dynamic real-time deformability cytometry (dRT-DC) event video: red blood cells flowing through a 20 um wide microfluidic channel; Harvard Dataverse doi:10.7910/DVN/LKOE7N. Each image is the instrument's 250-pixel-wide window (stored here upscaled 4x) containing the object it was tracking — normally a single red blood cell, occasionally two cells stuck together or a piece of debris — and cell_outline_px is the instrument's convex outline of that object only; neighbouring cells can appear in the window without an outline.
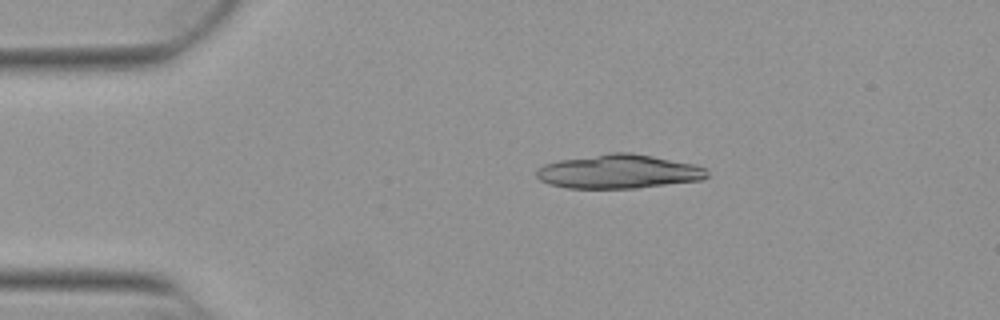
{"species": "Egyptian fruit bat (a non-hibernating species)", "species_latin": "Rousettus aegyptiacus", "temperature_condition": "warm", "stored_images_in_passage": 17, "camera_frame_rate_fps": 3000, "um_per_image_px": 0.085, "animal": {"sex": "female"}, "frame": {"image": 1, "passage_image": 10, "time_ms": 3.0, "image_size_px": [1000, 320], "cell_outline_px": [[708, 176], [704, 180], [636, 188], [568, 188], [548, 184], [540, 180], [536, 176], [536, 168], [544, 164], [560, 160], [608, 152], [632, 152], [696, 164], [708, 168]], "centroid_in_image_um": [52.62, 14.57], "position_along_channel_um": 32.4, "area_um2": 34.22}}